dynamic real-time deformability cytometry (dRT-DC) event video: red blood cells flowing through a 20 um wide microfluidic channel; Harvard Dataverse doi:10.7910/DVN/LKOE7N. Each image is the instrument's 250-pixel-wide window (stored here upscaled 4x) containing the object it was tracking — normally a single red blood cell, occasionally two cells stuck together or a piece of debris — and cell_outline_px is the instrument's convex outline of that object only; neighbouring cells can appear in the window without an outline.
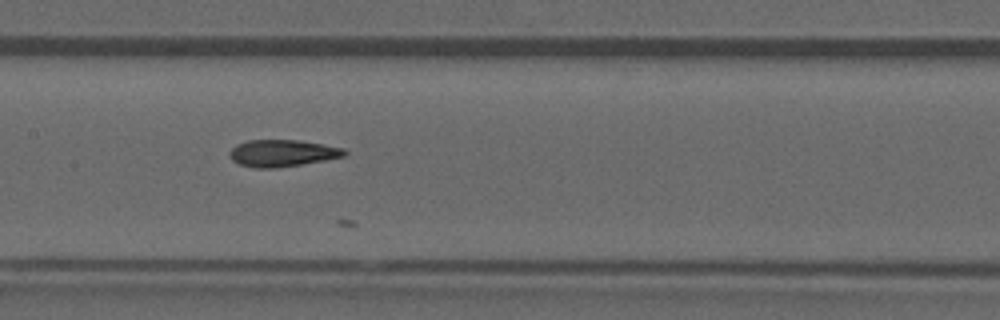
{"species": "common noctule bat (a hibernating species)", "species_latin": "Nyctalus noctula", "temperature_condition": "warm", "stored_images_in_passage": 19, "camera_frame_rate_fps": 3000, "um_per_image_px": 0.085, "animal": {"sex": "male", "forearm_length_mm": 52.5}, "frame": {"image": 1, "passage_image": 8, "time_ms": 2.333, "image_size_px": [1000, 320], "cell_outline_px": [[348, 152], [344, 156], [324, 160], [276, 168], [252, 168], [240, 164], [232, 160], [228, 152], [236, 144], [248, 140], [296, 140], [344, 148]], "centroid_in_image_um": [23.95, 13.02], "position_along_channel_um": 183.4, "area_um2": 17.86}}